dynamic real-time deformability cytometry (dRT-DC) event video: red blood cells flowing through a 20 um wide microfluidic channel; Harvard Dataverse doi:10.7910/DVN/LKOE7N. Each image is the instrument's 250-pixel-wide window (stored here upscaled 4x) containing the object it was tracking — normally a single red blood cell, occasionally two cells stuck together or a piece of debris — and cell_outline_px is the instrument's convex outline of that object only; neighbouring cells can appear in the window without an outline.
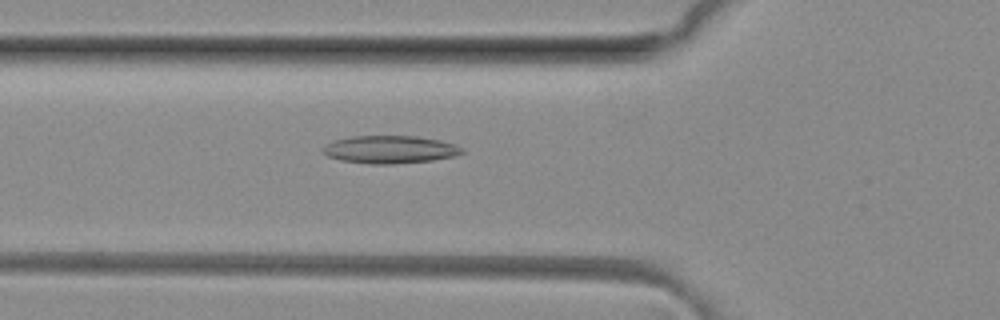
{"species": "common noctule bat (a hibernating species)", "species_latin": "Nyctalus noctula", "temperature_condition": "room temperature", "stored_images_in_passage": 40, "camera_frame_rate_fps": 3000, "um_per_image_px": 0.085, "animal": {"sex": "female", "body_mass_g": 29.2, "forearm_length_mm": 56.3}, "frame": {"image": 1, "passage_image": 8, "time_ms": 2.333, "image_size_px": [1000, 320], "cell_outline_px": [[464, 152], [456, 156], [432, 160], [392, 164], [372, 164], [340, 160], [328, 156], [324, 152], [324, 148], [328, 144], [336, 140], [352, 136], [416, 136], [440, 140], [464, 148]], "centroid_in_image_um": [33.19, 12.71], "position_along_channel_um": 92.6, "area_um2": 22.25}}
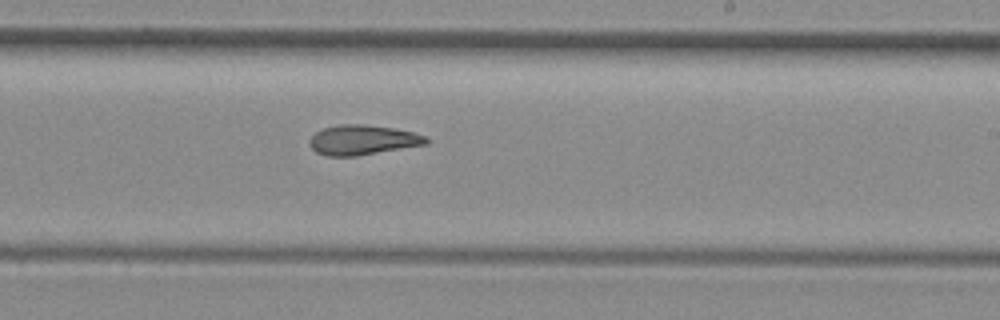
{"frame": {"image": 2, "passage_image": 20, "time_ms": 6.333, "image_size_px": [1000, 320], "cell_outline_px": [[428, 144], [356, 156], [328, 156], [316, 152], [312, 148], [312, 136], [316, 132], [324, 128], [340, 124], [364, 124], [392, 128], [412, 132], [428, 136]], "centroid_in_image_um": [30.87, 11.89], "position_along_channel_um": 258.1, "area_um2": 20.06}}
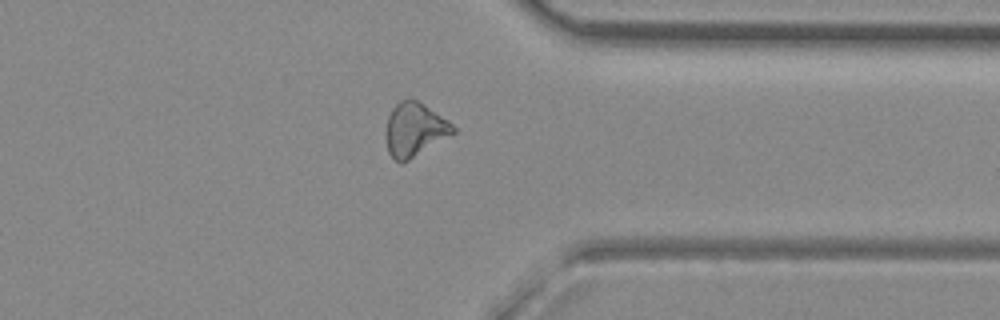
{"frame": {"image": 3, "passage_image": 29, "time_ms": 9.333, "image_size_px": [1000, 320], "cell_outline_px": [[456, 132], [408, 160], [400, 164], [388, 152], [384, 136], [384, 132], [388, 116], [392, 108], [400, 100], [416, 100], [448, 120], [456, 128]], "centroid_in_image_um": [35.2, 11.03], "position_along_channel_um": 376.2, "area_um2": 20.87}, "authors_computed_cell_mechanics": {"area_um2": 20.6057, "velocity_mm_per_s": 4.1291, "shape_relaxation_time_tau1_ms": null, "shape_relaxation_time_tau2_ms": 3.9357, "deformation_change_tau1": null, "deformation_change_tau2": 0.1297}}